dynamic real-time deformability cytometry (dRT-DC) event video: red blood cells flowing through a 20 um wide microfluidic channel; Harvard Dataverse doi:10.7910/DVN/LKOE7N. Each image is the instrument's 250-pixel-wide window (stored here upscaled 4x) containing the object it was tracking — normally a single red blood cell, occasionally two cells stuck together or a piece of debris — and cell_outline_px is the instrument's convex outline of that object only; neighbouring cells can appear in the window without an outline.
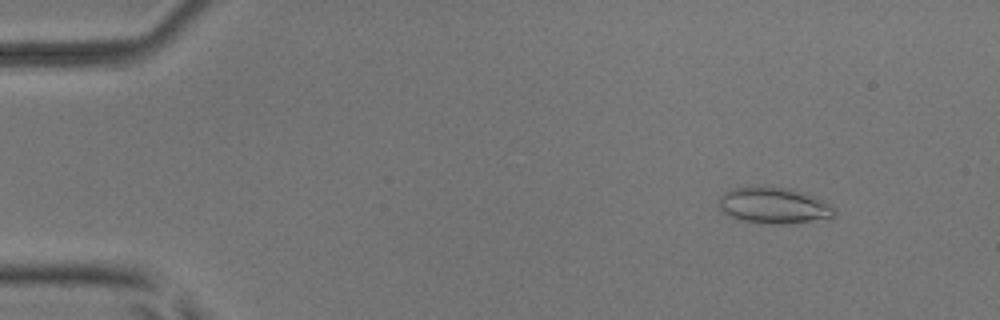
{"species": "common noctule bat (a hibernating species)", "species_latin": "Nyctalus noctula", "temperature_condition": "room temperature", "stored_images_in_passage": 5, "camera_frame_rate_fps": 3000, "um_per_image_px": 0.085, "animal": {"sex": "male", "body_mass_g": 17.9, "forearm_length_mm": 54.2}, "frame": {"image": 1, "passage_image": 2, "time_ms": 0.333, "image_size_px": [1000, 320], "cell_outline_px": [[836, 216], [828, 220], [792, 224], [760, 224], [736, 220], [728, 216], [720, 208], [720, 196], [724, 192], [732, 188], [756, 184], [792, 188], [824, 200], [836, 208]], "centroid_in_image_um": [65.82, 17.47], "position_along_channel_um": 19.2, "area_um2": 25.72}}